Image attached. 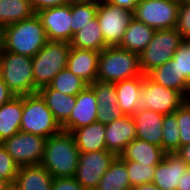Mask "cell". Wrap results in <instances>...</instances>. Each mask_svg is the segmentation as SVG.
<instances>
[{
	"mask_svg": "<svg viewBox=\"0 0 190 190\" xmlns=\"http://www.w3.org/2000/svg\"><path fill=\"white\" fill-rule=\"evenodd\" d=\"M137 138L161 147L164 115L144 109L133 115Z\"/></svg>",
	"mask_w": 190,
	"mask_h": 190,
	"instance_id": "obj_18",
	"label": "cell"
},
{
	"mask_svg": "<svg viewBox=\"0 0 190 190\" xmlns=\"http://www.w3.org/2000/svg\"><path fill=\"white\" fill-rule=\"evenodd\" d=\"M143 84V76L124 79L115 83L117 105L125 115H133Z\"/></svg>",
	"mask_w": 190,
	"mask_h": 190,
	"instance_id": "obj_26",
	"label": "cell"
},
{
	"mask_svg": "<svg viewBox=\"0 0 190 190\" xmlns=\"http://www.w3.org/2000/svg\"><path fill=\"white\" fill-rule=\"evenodd\" d=\"M112 5L131 10L134 12L138 0H107Z\"/></svg>",
	"mask_w": 190,
	"mask_h": 190,
	"instance_id": "obj_44",
	"label": "cell"
},
{
	"mask_svg": "<svg viewBox=\"0 0 190 190\" xmlns=\"http://www.w3.org/2000/svg\"><path fill=\"white\" fill-rule=\"evenodd\" d=\"M131 190H160V189L153 183H145L132 187Z\"/></svg>",
	"mask_w": 190,
	"mask_h": 190,
	"instance_id": "obj_46",
	"label": "cell"
},
{
	"mask_svg": "<svg viewBox=\"0 0 190 190\" xmlns=\"http://www.w3.org/2000/svg\"><path fill=\"white\" fill-rule=\"evenodd\" d=\"M179 0H138L133 17L155 30L176 28Z\"/></svg>",
	"mask_w": 190,
	"mask_h": 190,
	"instance_id": "obj_9",
	"label": "cell"
},
{
	"mask_svg": "<svg viewBox=\"0 0 190 190\" xmlns=\"http://www.w3.org/2000/svg\"><path fill=\"white\" fill-rule=\"evenodd\" d=\"M98 104L93 88L87 85L76 95V104L69 119L61 126L62 131L71 133L97 121Z\"/></svg>",
	"mask_w": 190,
	"mask_h": 190,
	"instance_id": "obj_14",
	"label": "cell"
},
{
	"mask_svg": "<svg viewBox=\"0 0 190 190\" xmlns=\"http://www.w3.org/2000/svg\"><path fill=\"white\" fill-rule=\"evenodd\" d=\"M146 75L157 84L181 92L187 98L189 81L180 73L173 58L163 65L154 68Z\"/></svg>",
	"mask_w": 190,
	"mask_h": 190,
	"instance_id": "obj_20",
	"label": "cell"
},
{
	"mask_svg": "<svg viewBox=\"0 0 190 190\" xmlns=\"http://www.w3.org/2000/svg\"><path fill=\"white\" fill-rule=\"evenodd\" d=\"M0 75L15 96L36 94L32 58L5 51L0 58Z\"/></svg>",
	"mask_w": 190,
	"mask_h": 190,
	"instance_id": "obj_5",
	"label": "cell"
},
{
	"mask_svg": "<svg viewBox=\"0 0 190 190\" xmlns=\"http://www.w3.org/2000/svg\"><path fill=\"white\" fill-rule=\"evenodd\" d=\"M18 169L19 166L14 162L5 146L0 143V178L6 180L13 186Z\"/></svg>",
	"mask_w": 190,
	"mask_h": 190,
	"instance_id": "obj_36",
	"label": "cell"
},
{
	"mask_svg": "<svg viewBox=\"0 0 190 190\" xmlns=\"http://www.w3.org/2000/svg\"><path fill=\"white\" fill-rule=\"evenodd\" d=\"M49 41H72L71 1L61 6L42 9L36 12Z\"/></svg>",
	"mask_w": 190,
	"mask_h": 190,
	"instance_id": "obj_13",
	"label": "cell"
},
{
	"mask_svg": "<svg viewBox=\"0 0 190 190\" xmlns=\"http://www.w3.org/2000/svg\"><path fill=\"white\" fill-rule=\"evenodd\" d=\"M34 12H38L45 8L61 6L69 3L71 0H29Z\"/></svg>",
	"mask_w": 190,
	"mask_h": 190,
	"instance_id": "obj_41",
	"label": "cell"
},
{
	"mask_svg": "<svg viewBox=\"0 0 190 190\" xmlns=\"http://www.w3.org/2000/svg\"><path fill=\"white\" fill-rule=\"evenodd\" d=\"M23 96H14L0 106V143L20 131Z\"/></svg>",
	"mask_w": 190,
	"mask_h": 190,
	"instance_id": "obj_23",
	"label": "cell"
},
{
	"mask_svg": "<svg viewBox=\"0 0 190 190\" xmlns=\"http://www.w3.org/2000/svg\"><path fill=\"white\" fill-rule=\"evenodd\" d=\"M131 188L127 167L117 156L95 190H131Z\"/></svg>",
	"mask_w": 190,
	"mask_h": 190,
	"instance_id": "obj_28",
	"label": "cell"
},
{
	"mask_svg": "<svg viewBox=\"0 0 190 190\" xmlns=\"http://www.w3.org/2000/svg\"><path fill=\"white\" fill-rule=\"evenodd\" d=\"M116 157L114 153L107 150L80 152L75 180L85 190H95Z\"/></svg>",
	"mask_w": 190,
	"mask_h": 190,
	"instance_id": "obj_11",
	"label": "cell"
},
{
	"mask_svg": "<svg viewBox=\"0 0 190 190\" xmlns=\"http://www.w3.org/2000/svg\"><path fill=\"white\" fill-rule=\"evenodd\" d=\"M106 125L94 122L71 132L79 152L106 150Z\"/></svg>",
	"mask_w": 190,
	"mask_h": 190,
	"instance_id": "obj_22",
	"label": "cell"
},
{
	"mask_svg": "<svg viewBox=\"0 0 190 190\" xmlns=\"http://www.w3.org/2000/svg\"><path fill=\"white\" fill-rule=\"evenodd\" d=\"M165 153L161 147L136 138L124 148V151L118 157L121 160L143 164H158L163 160Z\"/></svg>",
	"mask_w": 190,
	"mask_h": 190,
	"instance_id": "obj_24",
	"label": "cell"
},
{
	"mask_svg": "<svg viewBox=\"0 0 190 190\" xmlns=\"http://www.w3.org/2000/svg\"><path fill=\"white\" fill-rule=\"evenodd\" d=\"M137 138L135 122L131 115H125L106 125V150L119 156L124 148Z\"/></svg>",
	"mask_w": 190,
	"mask_h": 190,
	"instance_id": "obj_15",
	"label": "cell"
},
{
	"mask_svg": "<svg viewBox=\"0 0 190 190\" xmlns=\"http://www.w3.org/2000/svg\"><path fill=\"white\" fill-rule=\"evenodd\" d=\"M35 14L29 0H0V26L17 23Z\"/></svg>",
	"mask_w": 190,
	"mask_h": 190,
	"instance_id": "obj_29",
	"label": "cell"
},
{
	"mask_svg": "<svg viewBox=\"0 0 190 190\" xmlns=\"http://www.w3.org/2000/svg\"><path fill=\"white\" fill-rule=\"evenodd\" d=\"M182 41V36L176 28L156 30L152 40L139 54L143 74L146 75L154 68L168 62Z\"/></svg>",
	"mask_w": 190,
	"mask_h": 190,
	"instance_id": "obj_8",
	"label": "cell"
},
{
	"mask_svg": "<svg viewBox=\"0 0 190 190\" xmlns=\"http://www.w3.org/2000/svg\"><path fill=\"white\" fill-rule=\"evenodd\" d=\"M87 85L83 79L73 74L67 67L57 73L50 84L53 89L67 95H77Z\"/></svg>",
	"mask_w": 190,
	"mask_h": 190,
	"instance_id": "obj_31",
	"label": "cell"
},
{
	"mask_svg": "<svg viewBox=\"0 0 190 190\" xmlns=\"http://www.w3.org/2000/svg\"><path fill=\"white\" fill-rule=\"evenodd\" d=\"M14 96L0 75V106L11 100Z\"/></svg>",
	"mask_w": 190,
	"mask_h": 190,
	"instance_id": "obj_42",
	"label": "cell"
},
{
	"mask_svg": "<svg viewBox=\"0 0 190 190\" xmlns=\"http://www.w3.org/2000/svg\"><path fill=\"white\" fill-rule=\"evenodd\" d=\"M187 98L178 91L166 88L143 76V84L135 112L153 110L162 115L174 113Z\"/></svg>",
	"mask_w": 190,
	"mask_h": 190,
	"instance_id": "obj_7",
	"label": "cell"
},
{
	"mask_svg": "<svg viewBox=\"0 0 190 190\" xmlns=\"http://www.w3.org/2000/svg\"><path fill=\"white\" fill-rule=\"evenodd\" d=\"M70 46L77 49H90L98 52H101L107 47L97 17L89 21L88 24L74 34Z\"/></svg>",
	"mask_w": 190,
	"mask_h": 190,
	"instance_id": "obj_27",
	"label": "cell"
},
{
	"mask_svg": "<svg viewBox=\"0 0 190 190\" xmlns=\"http://www.w3.org/2000/svg\"><path fill=\"white\" fill-rule=\"evenodd\" d=\"M80 152L71 133L61 131L45 141L40 163L53 178L74 177Z\"/></svg>",
	"mask_w": 190,
	"mask_h": 190,
	"instance_id": "obj_1",
	"label": "cell"
},
{
	"mask_svg": "<svg viewBox=\"0 0 190 190\" xmlns=\"http://www.w3.org/2000/svg\"><path fill=\"white\" fill-rule=\"evenodd\" d=\"M51 110L55 120L62 126L70 117L76 104V95H67L53 89L50 85L37 92Z\"/></svg>",
	"mask_w": 190,
	"mask_h": 190,
	"instance_id": "obj_21",
	"label": "cell"
},
{
	"mask_svg": "<svg viewBox=\"0 0 190 190\" xmlns=\"http://www.w3.org/2000/svg\"><path fill=\"white\" fill-rule=\"evenodd\" d=\"M178 69L190 81V40H183L172 57Z\"/></svg>",
	"mask_w": 190,
	"mask_h": 190,
	"instance_id": "obj_37",
	"label": "cell"
},
{
	"mask_svg": "<svg viewBox=\"0 0 190 190\" xmlns=\"http://www.w3.org/2000/svg\"><path fill=\"white\" fill-rule=\"evenodd\" d=\"M176 190H190V168L188 167L181 174V179L178 181Z\"/></svg>",
	"mask_w": 190,
	"mask_h": 190,
	"instance_id": "obj_43",
	"label": "cell"
},
{
	"mask_svg": "<svg viewBox=\"0 0 190 190\" xmlns=\"http://www.w3.org/2000/svg\"><path fill=\"white\" fill-rule=\"evenodd\" d=\"M180 3H190V0H179Z\"/></svg>",
	"mask_w": 190,
	"mask_h": 190,
	"instance_id": "obj_50",
	"label": "cell"
},
{
	"mask_svg": "<svg viewBox=\"0 0 190 190\" xmlns=\"http://www.w3.org/2000/svg\"><path fill=\"white\" fill-rule=\"evenodd\" d=\"M12 186L4 179L0 178V190H11Z\"/></svg>",
	"mask_w": 190,
	"mask_h": 190,
	"instance_id": "obj_48",
	"label": "cell"
},
{
	"mask_svg": "<svg viewBox=\"0 0 190 190\" xmlns=\"http://www.w3.org/2000/svg\"><path fill=\"white\" fill-rule=\"evenodd\" d=\"M90 86L94 90L98 105H117L115 83L96 79Z\"/></svg>",
	"mask_w": 190,
	"mask_h": 190,
	"instance_id": "obj_34",
	"label": "cell"
},
{
	"mask_svg": "<svg viewBox=\"0 0 190 190\" xmlns=\"http://www.w3.org/2000/svg\"><path fill=\"white\" fill-rule=\"evenodd\" d=\"M5 51L33 57L49 41L35 13L32 17L4 27Z\"/></svg>",
	"mask_w": 190,
	"mask_h": 190,
	"instance_id": "obj_2",
	"label": "cell"
},
{
	"mask_svg": "<svg viewBox=\"0 0 190 190\" xmlns=\"http://www.w3.org/2000/svg\"><path fill=\"white\" fill-rule=\"evenodd\" d=\"M174 114L177 116L181 148L190 144V101L186 100Z\"/></svg>",
	"mask_w": 190,
	"mask_h": 190,
	"instance_id": "obj_35",
	"label": "cell"
},
{
	"mask_svg": "<svg viewBox=\"0 0 190 190\" xmlns=\"http://www.w3.org/2000/svg\"><path fill=\"white\" fill-rule=\"evenodd\" d=\"M5 52L4 27L0 26V58Z\"/></svg>",
	"mask_w": 190,
	"mask_h": 190,
	"instance_id": "obj_47",
	"label": "cell"
},
{
	"mask_svg": "<svg viewBox=\"0 0 190 190\" xmlns=\"http://www.w3.org/2000/svg\"><path fill=\"white\" fill-rule=\"evenodd\" d=\"M176 29L183 40H190V3H180Z\"/></svg>",
	"mask_w": 190,
	"mask_h": 190,
	"instance_id": "obj_38",
	"label": "cell"
},
{
	"mask_svg": "<svg viewBox=\"0 0 190 190\" xmlns=\"http://www.w3.org/2000/svg\"><path fill=\"white\" fill-rule=\"evenodd\" d=\"M177 153L190 168V144H186L185 146L181 147Z\"/></svg>",
	"mask_w": 190,
	"mask_h": 190,
	"instance_id": "obj_45",
	"label": "cell"
},
{
	"mask_svg": "<svg viewBox=\"0 0 190 190\" xmlns=\"http://www.w3.org/2000/svg\"><path fill=\"white\" fill-rule=\"evenodd\" d=\"M98 0H71L72 39L74 34L97 14Z\"/></svg>",
	"mask_w": 190,
	"mask_h": 190,
	"instance_id": "obj_30",
	"label": "cell"
},
{
	"mask_svg": "<svg viewBox=\"0 0 190 190\" xmlns=\"http://www.w3.org/2000/svg\"><path fill=\"white\" fill-rule=\"evenodd\" d=\"M53 177L41 165L21 166L18 169L13 190H52Z\"/></svg>",
	"mask_w": 190,
	"mask_h": 190,
	"instance_id": "obj_19",
	"label": "cell"
},
{
	"mask_svg": "<svg viewBox=\"0 0 190 190\" xmlns=\"http://www.w3.org/2000/svg\"><path fill=\"white\" fill-rule=\"evenodd\" d=\"M123 116L125 113L118 105H98L97 122L108 125Z\"/></svg>",
	"mask_w": 190,
	"mask_h": 190,
	"instance_id": "obj_39",
	"label": "cell"
},
{
	"mask_svg": "<svg viewBox=\"0 0 190 190\" xmlns=\"http://www.w3.org/2000/svg\"><path fill=\"white\" fill-rule=\"evenodd\" d=\"M46 138L24 132H17L2 144L19 166L39 165L43 160Z\"/></svg>",
	"mask_w": 190,
	"mask_h": 190,
	"instance_id": "obj_12",
	"label": "cell"
},
{
	"mask_svg": "<svg viewBox=\"0 0 190 190\" xmlns=\"http://www.w3.org/2000/svg\"><path fill=\"white\" fill-rule=\"evenodd\" d=\"M52 190H85L74 177L53 178Z\"/></svg>",
	"mask_w": 190,
	"mask_h": 190,
	"instance_id": "obj_40",
	"label": "cell"
},
{
	"mask_svg": "<svg viewBox=\"0 0 190 190\" xmlns=\"http://www.w3.org/2000/svg\"><path fill=\"white\" fill-rule=\"evenodd\" d=\"M20 131L49 138L62 131L42 97L36 94L23 96Z\"/></svg>",
	"mask_w": 190,
	"mask_h": 190,
	"instance_id": "obj_6",
	"label": "cell"
},
{
	"mask_svg": "<svg viewBox=\"0 0 190 190\" xmlns=\"http://www.w3.org/2000/svg\"><path fill=\"white\" fill-rule=\"evenodd\" d=\"M70 43L48 41L32 57L34 86L37 90L49 86L57 73L67 67Z\"/></svg>",
	"mask_w": 190,
	"mask_h": 190,
	"instance_id": "obj_4",
	"label": "cell"
},
{
	"mask_svg": "<svg viewBox=\"0 0 190 190\" xmlns=\"http://www.w3.org/2000/svg\"><path fill=\"white\" fill-rule=\"evenodd\" d=\"M96 17L107 47L120 45L130 21L134 18L133 11L112 5L107 0H98Z\"/></svg>",
	"mask_w": 190,
	"mask_h": 190,
	"instance_id": "obj_10",
	"label": "cell"
},
{
	"mask_svg": "<svg viewBox=\"0 0 190 190\" xmlns=\"http://www.w3.org/2000/svg\"><path fill=\"white\" fill-rule=\"evenodd\" d=\"M187 100L190 101V81H189V91H188Z\"/></svg>",
	"mask_w": 190,
	"mask_h": 190,
	"instance_id": "obj_49",
	"label": "cell"
},
{
	"mask_svg": "<svg viewBox=\"0 0 190 190\" xmlns=\"http://www.w3.org/2000/svg\"><path fill=\"white\" fill-rule=\"evenodd\" d=\"M99 55L95 50L70 46L67 68L90 85L97 79Z\"/></svg>",
	"mask_w": 190,
	"mask_h": 190,
	"instance_id": "obj_17",
	"label": "cell"
},
{
	"mask_svg": "<svg viewBox=\"0 0 190 190\" xmlns=\"http://www.w3.org/2000/svg\"><path fill=\"white\" fill-rule=\"evenodd\" d=\"M155 31L156 30L154 28H151L145 23L139 22L133 18L130 21L118 47L140 54L152 40Z\"/></svg>",
	"mask_w": 190,
	"mask_h": 190,
	"instance_id": "obj_25",
	"label": "cell"
},
{
	"mask_svg": "<svg viewBox=\"0 0 190 190\" xmlns=\"http://www.w3.org/2000/svg\"><path fill=\"white\" fill-rule=\"evenodd\" d=\"M128 170L129 181L132 187L152 183L157 164H143L140 162L122 160Z\"/></svg>",
	"mask_w": 190,
	"mask_h": 190,
	"instance_id": "obj_33",
	"label": "cell"
},
{
	"mask_svg": "<svg viewBox=\"0 0 190 190\" xmlns=\"http://www.w3.org/2000/svg\"><path fill=\"white\" fill-rule=\"evenodd\" d=\"M138 76H144L139 54L118 46L106 47L100 52L97 80L116 83Z\"/></svg>",
	"mask_w": 190,
	"mask_h": 190,
	"instance_id": "obj_3",
	"label": "cell"
},
{
	"mask_svg": "<svg viewBox=\"0 0 190 190\" xmlns=\"http://www.w3.org/2000/svg\"><path fill=\"white\" fill-rule=\"evenodd\" d=\"M162 127L161 148L166 153L177 152L180 149V136L177 116L174 113L164 115Z\"/></svg>",
	"mask_w": 190,
	"mask_h": 190,
	"instance_id": "obj_32",
	"label": "cell"
},
{
	"mask_svg": "<svg viewBox=\"0 0 190 190\" xmlns=\"http://www.w3.org/2000/svg\"><path fill=\"white\" fill-rule=\"evenodd\" d=\"M188 165L177 152L165 153L163 160L156 165L153 184L160 190H176L181 174Z\"/></svg>",
	"mask_w": 190,
	"mask_h": 190,
	"instance_id": "obj_16",
	"label": "cell"
}]
</instances>
